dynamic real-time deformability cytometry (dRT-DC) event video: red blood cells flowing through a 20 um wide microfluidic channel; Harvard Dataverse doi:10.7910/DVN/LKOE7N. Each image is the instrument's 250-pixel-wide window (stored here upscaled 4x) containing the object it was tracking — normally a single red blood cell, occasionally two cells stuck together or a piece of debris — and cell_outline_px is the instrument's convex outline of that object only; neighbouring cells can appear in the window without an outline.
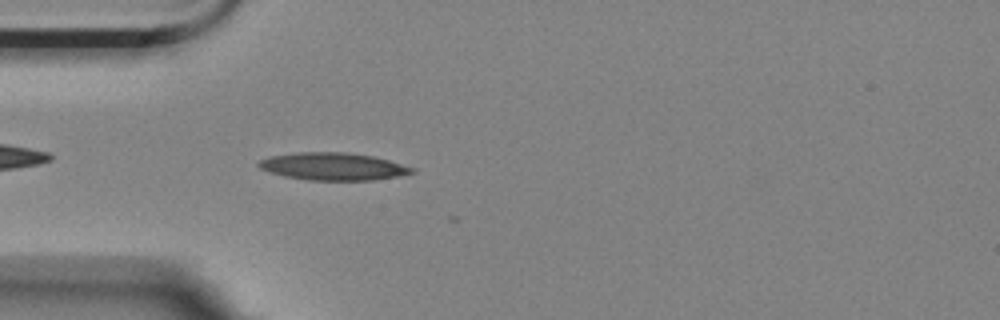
{"species": "Egyptian fruit bat (a non-hibernating species)", "species_latin": "Rousettus aegyptiacus", "temperature_condition": "room temperature", "stored_images_in_passage": 6, "camera_frame_rate_fps": 3000, "um_per_image_px": 0.085, "animal": {"sex": "female"}, "frame": {"image": 1, "passage_image": 4, "time_ms": 1.0, "image_size_px": [1000, 320], "cell_outline_px": [[416, 172], [400, 176], [372, 180], [308, 180], [284, 176], [268, 172], [260, 168], [256, 164], [260, 160], [272, 156], [296, 152], [344, 152], [372, 156], [388, 160], [416, 168]], "centroid_in_image_um": [28.32, 14.15], "position_along_channel_um": 56.7, "area_um2": 24.57}}